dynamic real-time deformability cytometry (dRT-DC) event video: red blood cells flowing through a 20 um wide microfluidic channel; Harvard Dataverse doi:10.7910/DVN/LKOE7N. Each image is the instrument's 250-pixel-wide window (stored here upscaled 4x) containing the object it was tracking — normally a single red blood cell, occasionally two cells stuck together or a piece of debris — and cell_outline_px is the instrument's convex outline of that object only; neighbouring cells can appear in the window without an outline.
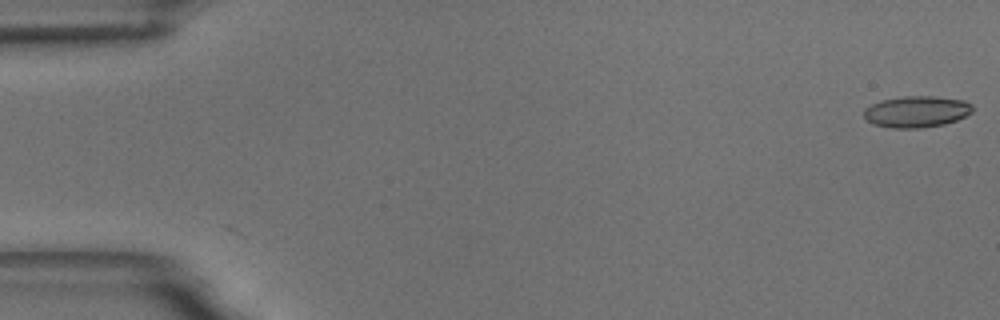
{"species": "common noctule bat (a hibernating species)", "species_latin": "Nyctalus noctula", "temperature_condition": "room temperature", "stored_images_in_passage": 14, "camera_frame_rate_fps": 3000, "um_per_image_px": 0.085, "animal": {"sex": "male", "body_mass_g": 18.8}, "frame": {"image": 1, "passage_image": 1, "time_ms": 0.0, "image_size_px": [1000, 320], "cell_outline_px": [[972, 112], [956, 120], [944, 124], [920, 128], [892, 128], [872, 124], [864, 116], [864, 108], [872, 104], [884, 100], [904, 96], [932, 96], [964, 100], [972, 104]], "centroid_in_image_um": [77.9, 9.49], "position_along_channel_um": 7.1, "area_um2": 19.77}}